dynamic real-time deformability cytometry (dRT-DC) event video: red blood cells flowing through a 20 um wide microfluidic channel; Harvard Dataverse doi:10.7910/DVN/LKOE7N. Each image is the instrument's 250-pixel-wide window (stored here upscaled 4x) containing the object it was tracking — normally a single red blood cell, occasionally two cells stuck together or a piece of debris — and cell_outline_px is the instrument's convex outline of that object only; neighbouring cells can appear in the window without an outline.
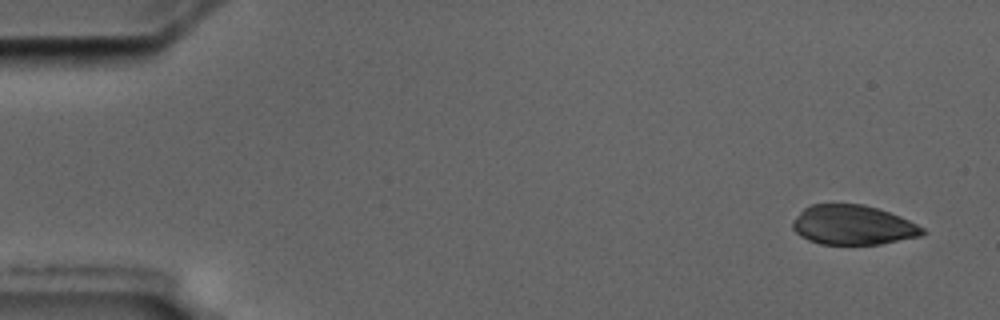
{"species": "common noctule bat (a hibernating species)", "species_latin": "Nyctalus noctula", "temperature_condition": "cold", "stored_images_in_passage": 6, "camera_frame_rate_fps": 3000, "um_per_image_px": 0.085, "animal": {"sex": "male", "body_mass_g": 17.5, "forearm_length_mm": 52.3}, "frame": {"image": 1, "passage_image": 1, "time_ms": 0.0, "image_size_px": [1000, 320], "cell_outline_px": [[928, 232], [920, 236], [880, 244], [820, 244], [808, 240], [800, 236], [792, 228], [792, 220], [804, 208], [812, 204], [864, 204], [900, 216], [924, 228]], "centroid_in_image_um": [72.48, 19.13], "position_along_channel_um": 12.5, "area_um2": 29.94}}